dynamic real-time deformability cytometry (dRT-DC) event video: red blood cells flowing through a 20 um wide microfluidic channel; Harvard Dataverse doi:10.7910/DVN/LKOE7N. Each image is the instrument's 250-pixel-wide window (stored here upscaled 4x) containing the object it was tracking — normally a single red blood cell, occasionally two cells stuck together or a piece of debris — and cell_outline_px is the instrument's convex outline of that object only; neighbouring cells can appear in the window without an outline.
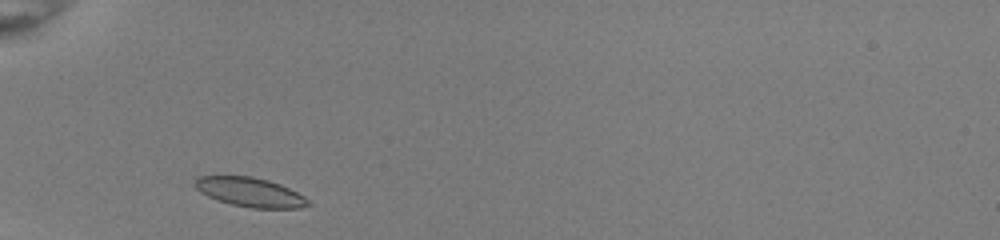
{"species": "common noctule bat (a hibernating species)", "species_latin": "Nyctalus noctula", "temperature_condition": "room temperature", "stored_images_in_passage": 29, "camera_frame_rate_fps": 3000, "um_per_image_px": 0.085, "animal": {"sex": "female", "body_mass_g": 22.0, "forearm_length_mm": 56.7}, "frame": {"image": 1, "passage_image": 2, "time_ms": 0.333, "image_size_px": [1000, 240], "cell_outline_px": [[312, 204], [300, 208], [252, 208], [232, 204], [208, 196], [200, 192], [196, 188], [196, 180], [200, 176], [252, 176], [268, 180], [288, 188], [304, 196]], "centroid_in_image_um": [21.29, 16.34], "position_along_channel_um": 63.7, "area_um2": 18.96}}
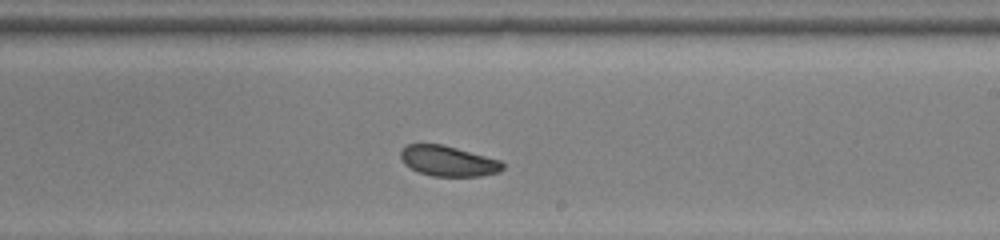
{"frame": {"image": 2, "passage_image": 17, "time_ms": 5.333, "image_size_px": [1000, 240], "cell_outline_px": [[504, 168], [496, 172], [480, 176], [432, 176], [420, 172], [404, 164], [400, 156], [400, 152], [408, 144], [444, 144], [500, 160], [504, 164]], "centroid_in_image_um": [38.09, 13.68], "position_along_channel_um": 250.9, "area_um2": 17.92}}
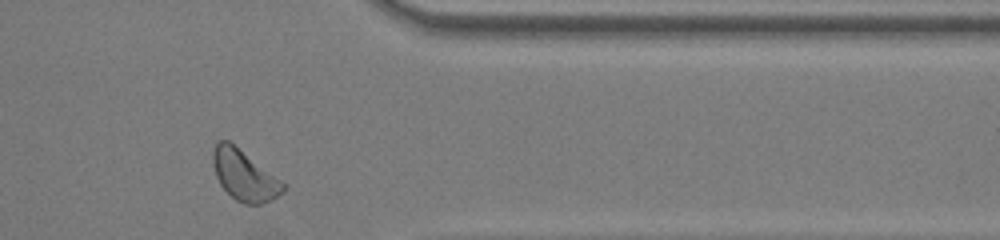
{"frame": {"image": 3, "passage_image": 28, "time_ms": 9.0, "image_size_px": [1000, 240], "cell_outline_px": [[284, 192], [272, 200], [260, 204], [244, 204], [236, 200], [220, 184], [216, 176], [212, 164], [212, 152], [216, 144], [220, 140], [228, 140], [284, 184]], "centroid_in_image_um": [20.72, 14.92], "position_along_channel_um": 390.7, "area_um2": 20.06}, "authors_computed_cell_mechanics": {"area_um2": 18.6116, "velocity_mm_per_s": 3.9457, "shape_relaxation_time_tau1_ms": null, "shape_relaxation_time_tau2_ms": 1.8066, "deformation_change_tau1": null, "deformation_change_tau2": 0.054}}